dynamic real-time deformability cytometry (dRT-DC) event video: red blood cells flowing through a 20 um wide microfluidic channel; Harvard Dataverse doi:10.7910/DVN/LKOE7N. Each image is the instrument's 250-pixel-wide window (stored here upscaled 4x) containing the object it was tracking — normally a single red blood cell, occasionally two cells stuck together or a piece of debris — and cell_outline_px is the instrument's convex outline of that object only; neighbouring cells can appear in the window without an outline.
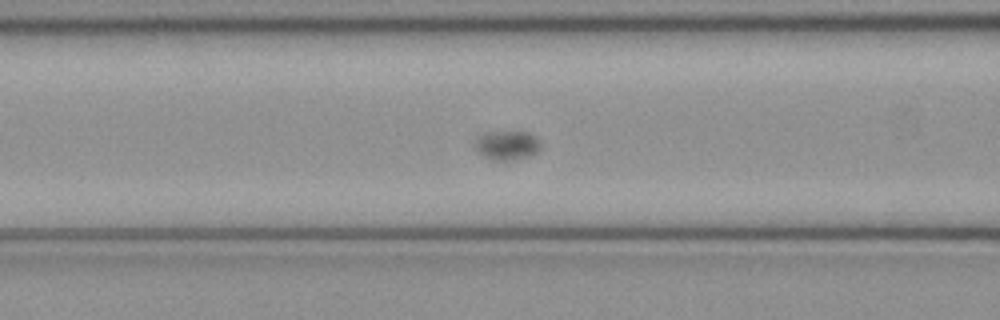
{"species": "common noctule bat (a hibernating species)", "species_latin": "Nyctalus noctula", "temperature_condition": "cold", "stored_images_in_passage": 56, "camera_frame_rate_fps": 3000, "um_per_image_px": 0.085, "animal": {"sex": "female", "body_mass_g": 21.9}, "frame": {"image": 1, "passage_image": 23, "time_ms": 7.333, "image_size_px": [1000, 320], "cell_outline_px": [[540, 148], [536, 152], [528, 156], [512, 160], [492, 160], [476, 152], [472, 148], [476, 136], [484, 132], [528, 132], [540, 140]], "centroid_in_image_um": [43.01, 12.34], "position_along_channel_um": 123.6, "area_um2": 11.39}}
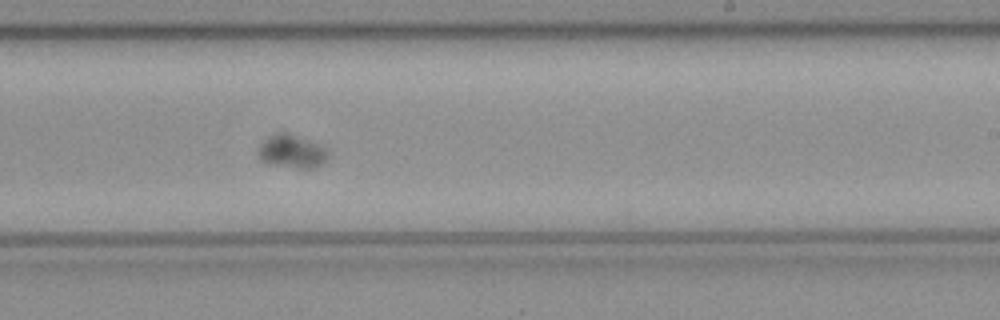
{"frame": {"image": 2, "passage_image": 34, "time_ms": 11.0, "image_size_px": [1000, 320], "cell_outline_px": [[328, 156], [320, 164], [312, 168], [300, 168], [260, 160], [260, 144], [272, 132], [288, 132], [320, 144], [328, 148]], "centroid_in_image_um": [24.84, 12.81], "position_along_channel_um": 264.2, "area_um2": 13.24}}
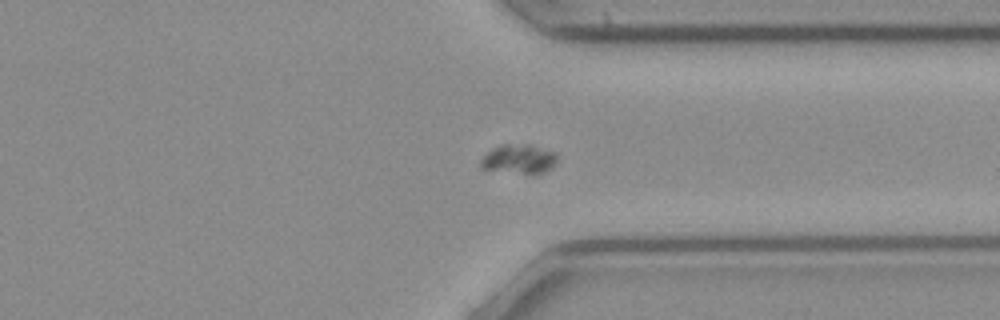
{"frame": {"image": 3, "passage_image": 42, "time_ms": 13.667, "image_size_px": [1000, 320], "cell_outline_px": [[556, 164], [552, 168], [536, 176], [528, 176], [480, 168], [480, 160], [492, 148], [500, 144], [528, 144], [556, 152]], "centroid_in_image_um": [44.12, 13.56], "position_along_channel_um": 367.3, "area_um2": 13.64}, "authors_computed_cell_mechanics": {"area_um2": 12.8316, "velocity_mm_per_s": 3.8639, "shape_relaxation_time_tau1_ms": 1.8974, "shape_relaxation_time_tau2_ms": null, "deformation_change_tau1": 0.109, "deformation_change_tau2": null}}